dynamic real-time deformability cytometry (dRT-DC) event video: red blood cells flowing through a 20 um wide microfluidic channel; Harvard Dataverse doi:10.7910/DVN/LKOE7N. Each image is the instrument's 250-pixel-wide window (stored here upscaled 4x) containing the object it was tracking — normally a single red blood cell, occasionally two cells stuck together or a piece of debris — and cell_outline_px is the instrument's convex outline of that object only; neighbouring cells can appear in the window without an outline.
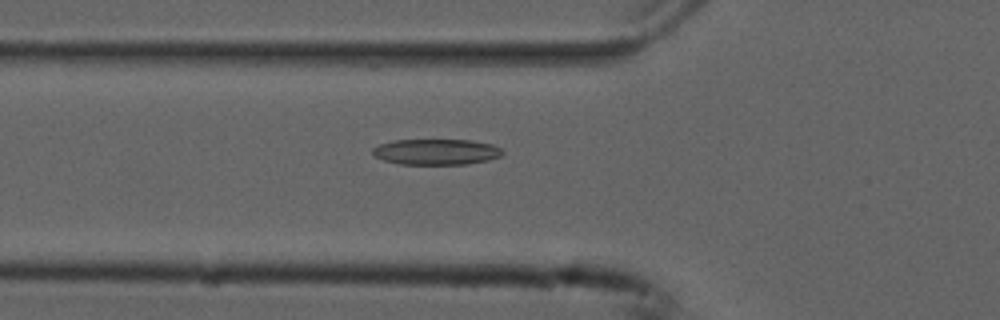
{"species": "common noctule bat (a hibernating species)", "species_latin": "Nyctalus noctula", "temperature_condition": "cold", "stored_images_in_passage": 54, "camera_frame_rate_fps": 3000, "um_per_image_px": 0.085, "animal": {"sex": "male", "forearm_length_mm": 52.5}, "frame": {"image": 1, "passage_image": 19, "time_ms": 6.0, "image_size_px": [1000, 320], "cell_outline_px": [[504, 152], [500, 156], [488, 160], [464, 164], [400, 164], [384, 160], [376, 156], [372, 152], [372, 148], [380, 144], [396, 140], [472, 140], [492, 144], [500, 148]], "centroid_in_image_um": [37.09, 12.9], "position_along_channel_um": 88.7, "area_um2": 19.36}}
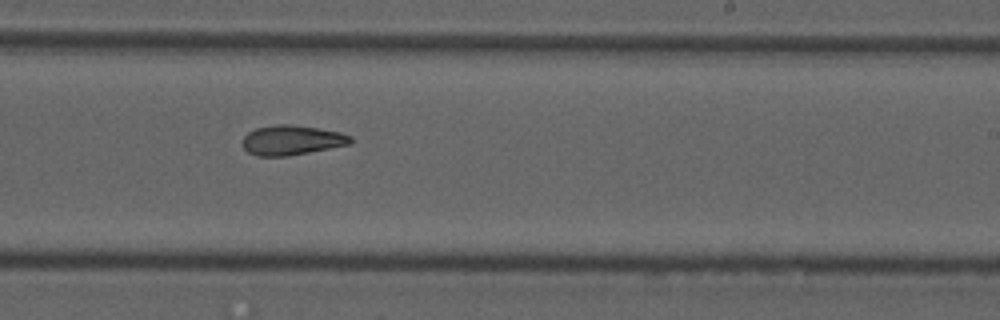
{"frame": {"image": 2, "passage_image": 33, "time_ms": 10.667, "image_size_px": [1000, 320], "cell_outline_px": [[352, 144], [288, 156], [256, 156], [248, 152], [244, 148], [244, 136], [248, 132], [256, 128], [280, 124], [292, 124], [340, 132], [352, 136]], "centroid_in_image_um": [24.82, 11.92], "position_along_channel_um": 264.2, "area_um2": 18.67}}
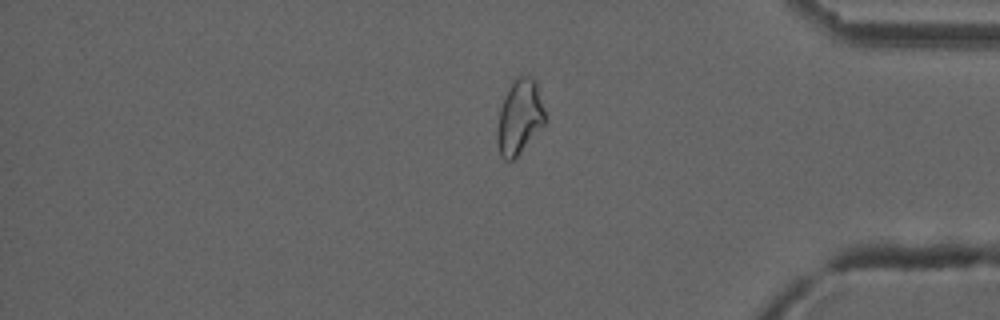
{"frame": {"image": 3, "passage_image": 45, "time_ms": 14.667, "image_size_px": [1000, 320], "cell_outline_px": [[544, 124], [520, 152], [512, 160], [504, 160], [500, 156], [496, 140], [496, 132], [500, 108], [508, 88], [516, 76], [528, 76], [536, 80], [544, 112]], "centroid_in_image_um": [44.12, 9.94], "position_along_channel_um": 391.1, "area_um2": 20.52}, "authors_computed_cell_mechanics": {"area_um2": 20.23, "velocity_mm_per_s": 3.7561, "shape_relaxation_time_tau1_ms": null, "shape_relaxation_time_tau2_ms": 6.0001, "deformation_change_tau1": null, "deformation_change_tau2": 0.1434}}